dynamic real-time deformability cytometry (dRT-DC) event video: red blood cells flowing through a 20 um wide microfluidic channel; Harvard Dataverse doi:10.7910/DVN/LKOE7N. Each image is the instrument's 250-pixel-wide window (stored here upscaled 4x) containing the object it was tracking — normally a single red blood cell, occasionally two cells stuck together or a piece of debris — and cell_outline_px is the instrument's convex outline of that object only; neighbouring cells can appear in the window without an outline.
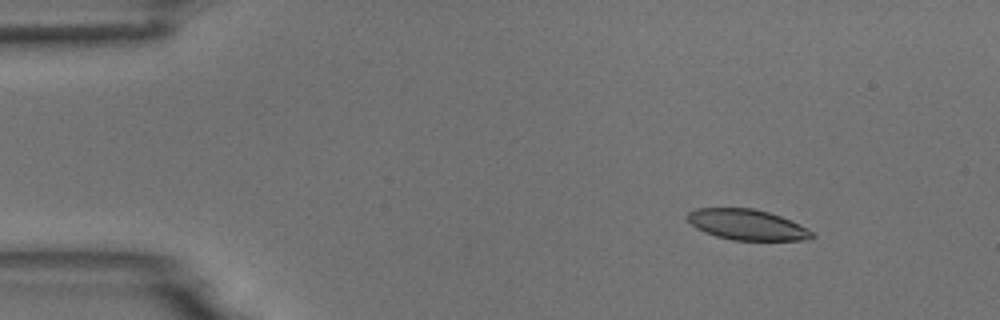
{"species": "common noctule bat (a hibernating species)", "species_latin": "Nyctalus noctula", "temperature_condition": "room temperature", "stored_images_in_passage": 4, "camera_frame_rate_fps": 3000, "um_per_image_px": 0.085, "animal": {"sex": "male", "body_mass_g": 18.8}, "frame": {"image": 1, "passage_image": 2, "time_ms": 0.333, "image_size_px": [1000, 320], "cell_outline_px": [[816, 236], [808, 240], [732, 240], [716, 236], [704, 232], [696, 228], [684, 216], [688, 212], [696, 208], [752, 208], [768, 212], [780, 216], [812, 232]], "centroid_in_image_um": [63.43, 19.1], "position_along_channel_um": 21.6, "area_um2": 22.02}}